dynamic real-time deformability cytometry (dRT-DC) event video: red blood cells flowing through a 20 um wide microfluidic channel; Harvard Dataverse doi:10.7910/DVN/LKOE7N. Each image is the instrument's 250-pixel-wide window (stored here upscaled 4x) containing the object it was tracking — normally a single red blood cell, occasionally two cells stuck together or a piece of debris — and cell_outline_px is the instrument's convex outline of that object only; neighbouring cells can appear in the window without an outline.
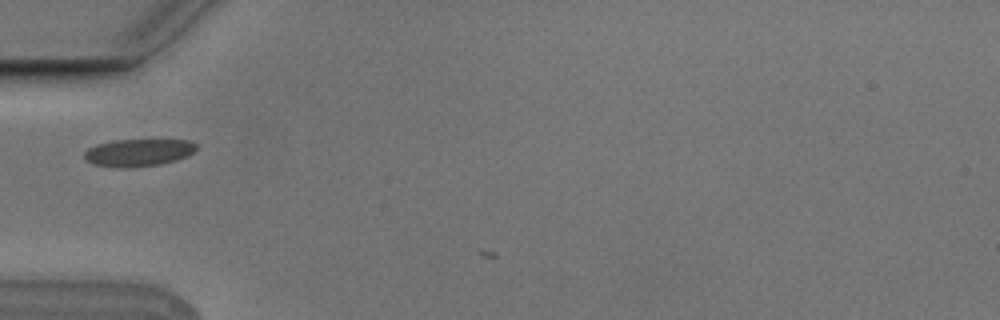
{"species": "Egyptian fruit bat (a non-hibernating species)", "species_latin": "Rousettus aegyptiacus", "temperature_condition": "cold", "stored_images_in_passage": 3, "camera_frame_rate_fps": 3000, "um_per_image_px": 0.085, "animal": {"sex": "male"}, "frame": {"image": 1, "passage_image": 2, "time_ms": 0.333, "image_size_px": [1000, 320], "cell_outline_px": [[196, 148], [188, 156], [176, 160], [160, 164], [124, 168], [92, 164], [84, 156], [84, 152], [88, 148], [96, 144], [116, 140], [188, 140], [196, 144]], "centroid_in_image_um": [11.75, 12.96], "position_along_channel_um": 73.2, "area_um2": 17.69}}